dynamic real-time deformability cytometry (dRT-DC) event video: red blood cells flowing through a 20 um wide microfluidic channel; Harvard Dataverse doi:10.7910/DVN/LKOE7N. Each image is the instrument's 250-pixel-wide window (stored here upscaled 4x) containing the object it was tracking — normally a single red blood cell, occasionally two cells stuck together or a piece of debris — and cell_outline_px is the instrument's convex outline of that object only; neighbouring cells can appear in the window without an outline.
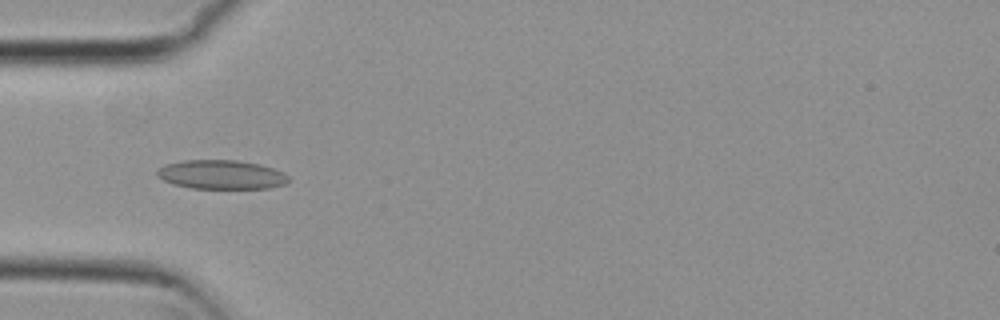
{"species": "common noctule bat (a hibernating species)", "species_latin": "Nyctalus noctula", "temperature_condition": "cold", "stored_images_in_passage": 7, "camera_frame_rate_fps": 3000, "um_per_image_px": 0.085, "animal": {"sex": "female", "body_mass_g": 29.2, "forearm_length_mm": 56.3}, "frame": {"image": 1, "passage_image": 5, "time_ms": 1.333, "image_size_px": [1000, 320], "cell_outline_px": [[288, 180], [284, 184], [268, 188], [192, 188], [172, 184], [156, 176], [156, 172], [164, 164], [184, 160], [236, 160], [260, 164], [284, 172], [288, 176]], "centroid_in_image_um": [18.79, 14.83], "position_along_channel_um": 66.2, "area_um2": 22.2}}
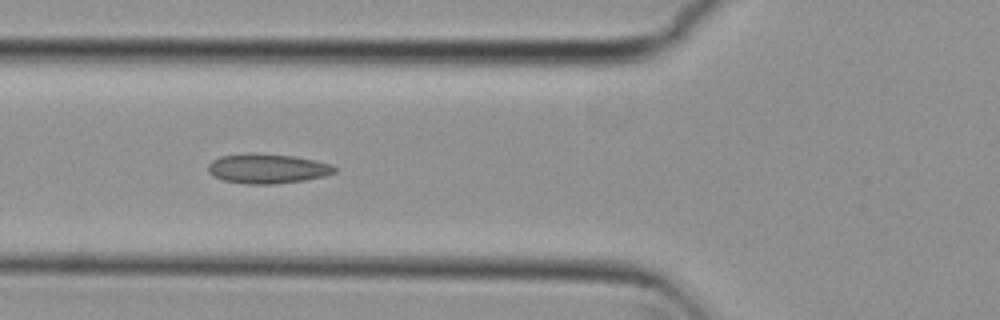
{"frame": {"image": 2, "passage_image": 6, "time_ms": 1.667, "image_size_px": [1000, 320], "cell_outline_px": [[336, 172], [324, 176], [304, 180], [276, 184], [248, 184], [224, 180], [208, 172], [208, 164], [212, 160], [220, 156], [244, 152], [256, 152], [296, 156], [316, 160], [332, 164], [336, 168]], "centroid_in_image_um": [22.74, 14.3], "position_along_channel_um": 103.1, "area_um2": 22.2}}
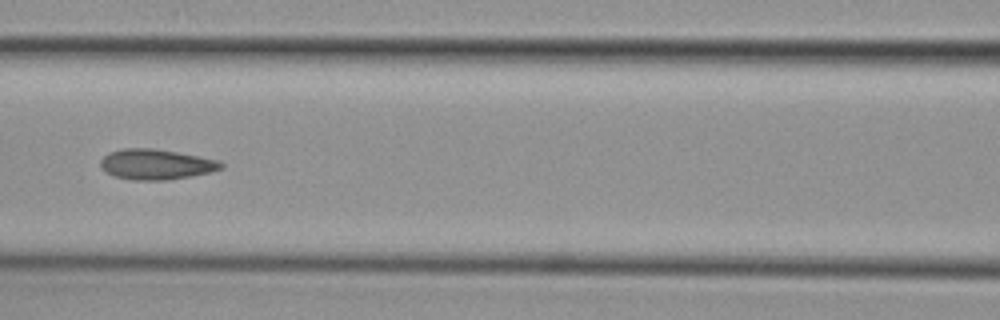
{"frame": {"image": 3, "passage_image": 7, "time_ms": 2.0, "image_size_px": [1000, 320], "cell_outline_px": [[224, 168], [192, 176], [168, 180], [132, 180], [112, 176], [104, 172], [100, 164], [100, 160], [108, 152], [124, 148], [152, 148], [176, 152], [220, 160], [224, 164]], "centroid_in_image_um": [13.24, 13.97], "position_along_channel_um": 153.4, "area_um2": 21.5}}